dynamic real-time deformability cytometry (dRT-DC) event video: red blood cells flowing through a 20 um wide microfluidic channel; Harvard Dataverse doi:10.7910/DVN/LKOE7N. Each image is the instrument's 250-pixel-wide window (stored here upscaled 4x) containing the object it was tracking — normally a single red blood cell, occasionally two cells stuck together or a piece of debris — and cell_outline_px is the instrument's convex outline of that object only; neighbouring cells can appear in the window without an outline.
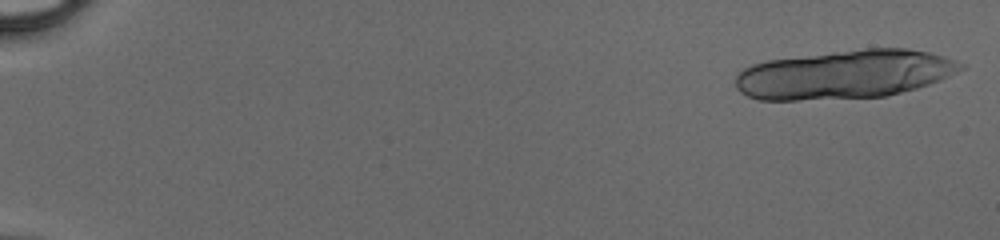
{"species": "human", "species_latin": "Homo sapiens", "temperature_condition": "cold", "stored_images_in_passage": 22, "camera_frame_rate_fps": 3000, "um_per_image_px": 0.085, "donor": {"sex": "male"}, "frame": {"image": 1, "passage_image": 1, "time_ms": 0.0, "image_size_px": [1000, 240], "cell_outline_px": [[964, 68], [948, 76], [928, 84], [916, 88], [884, 96], [800, 100], [756, 100], [740, 92], [736, 88], [736, 72], [752, 64], [768, 60], [864, 48], [908, 48], [928, 52], [944, 56], [956, 60], [964, 64]], "centroid_in_image_um": [71.76, 6.32], "position_along_channel_um": 13.2, "area_um2": 63.75}}